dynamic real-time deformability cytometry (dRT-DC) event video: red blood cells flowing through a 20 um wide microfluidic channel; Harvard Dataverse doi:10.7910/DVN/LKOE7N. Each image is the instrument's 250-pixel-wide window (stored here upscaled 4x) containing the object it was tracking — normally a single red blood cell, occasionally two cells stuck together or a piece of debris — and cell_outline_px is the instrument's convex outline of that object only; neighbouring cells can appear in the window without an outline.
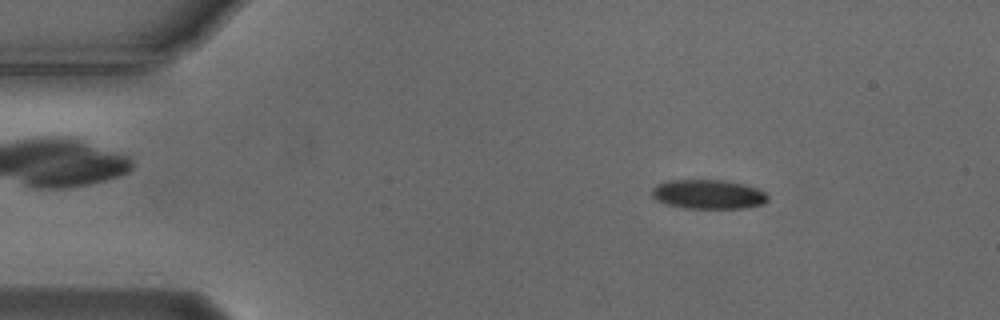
{"species": "Egyptian fruit bat (a non-hibernating species)", "species_latin": "Rousettus aegyptiacus", "temperature_condition": "cold", "stored_images_in_passage": 56, "segment_of_instrument_passage": [1, 2], "camera_frame_rate_fps": 3000, "um_per_image_px": 0.085, "animal": {"sex": "male"}, "frame": {"image": 1, "passage_image": 8, "time_ms": 2.333, "image_size_px": [1000, 320], "cell_outline_px": [[768, 200], [764, 204], [744, 208], [684, 208], [668, 204], [656, 200], [652, 196], [652, 188], [656, 184], [668, 180], [728, 180], [744, 184], [756, 188], [764, 192], [768, 196]], "centroid_in_image_um": [60.2, 16.51], "position_along_channel_um": 24.8, "area_um2": 19.88}}
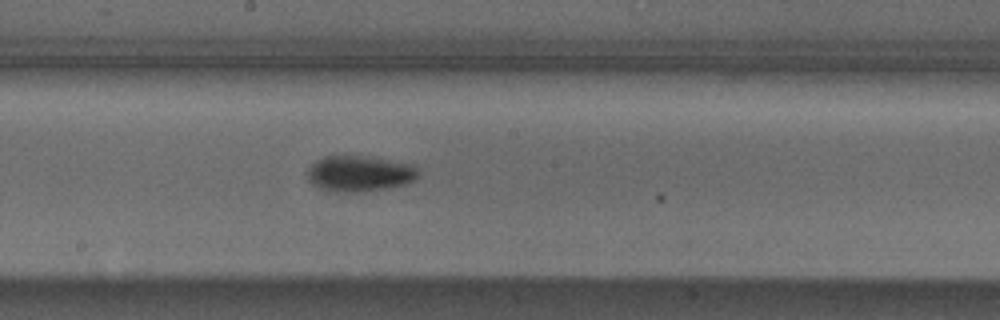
{"frame": {"image": 2, "passage_image": 29, "time_ms": 9.333, "image_size_px": [1000, 320], "cell_outline_px": [[420, 176], [416, 180], [408, 184], [360, 192], [332, 192], [320, 188], [312, 184], [308, 180], [308, 168], [316, 160], [324, 156], [364, 156], [412, 164], [416, 168]], "centroid_in_image_um": [30.56, 14.76], "position_along_channel_um": 217.6, "area_um2": 23.24}}
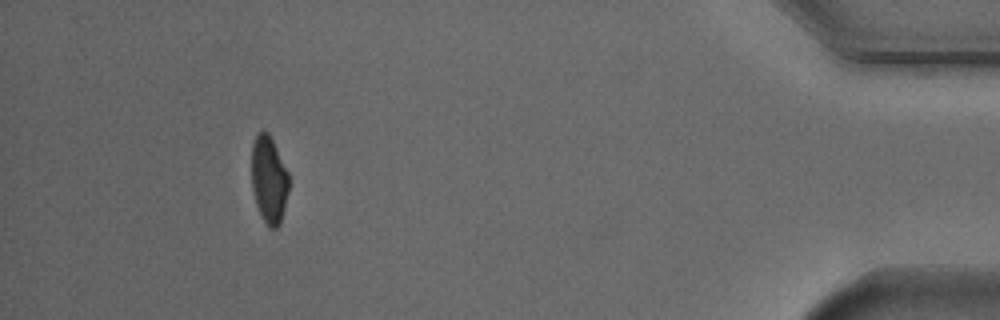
{"frame": {"image": 3, "passage_image": 50, "time_ms": 16.333, "image_size_px": [1000, 320], "cell_outline_px": [[288, 192], [280, 224], [276, 228], [268, 228], [260, 216], [256, 204], [252, 188], [252, 144], [256, 136], [260, 132], [268, 132], [288, 172]], "centroid_in_image_um": [22.85, 15.32], "position_along_channel_um": 412.4, "area_um2": 18.79}}